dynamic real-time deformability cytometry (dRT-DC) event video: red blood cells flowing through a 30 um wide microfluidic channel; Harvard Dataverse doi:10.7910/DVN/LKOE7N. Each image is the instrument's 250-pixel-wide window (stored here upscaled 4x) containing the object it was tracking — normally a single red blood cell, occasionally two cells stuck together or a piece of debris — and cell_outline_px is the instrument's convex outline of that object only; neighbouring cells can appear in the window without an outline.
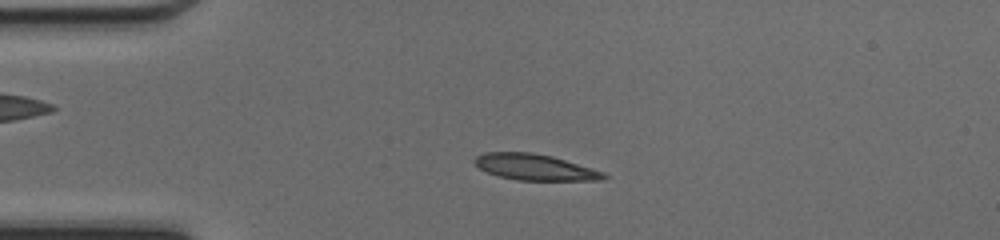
{"species": "common noctule bat (a hibernating species)", "species_latin": "Nyctalus noctula", "temperature_condition": "cold", "stored_images_in_passage": 48, "camera_frame_rate_fps": 3000, "um_per_image_px": 0.085, "animal": {"sex": "female", "body_mass_g": 17.0, "forearm_length_mm": 48.0}, "frame": {"image": 1, "passage_image": 11, "time_ms": 3.333, "image_size_px": [1000, 240], "cell_outline_px": [[608, 176], [604, 180], [516, 180], [500, 176], [488, 172], [480, 168], [472, 160], [476, 156], [484, 152], [532, 152], [552, 156], [592, 168], [604, 172]], "centroid_in_image_um": [45.47, 14.2], "position_along_channel_um": 39.5, "area_um2": 19.54}}
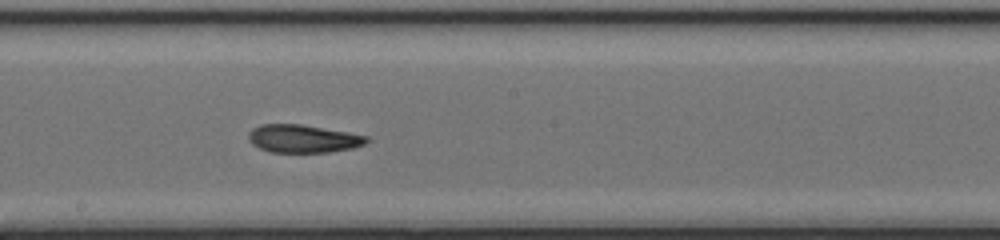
{"frame": {"image": 2, "passage_image": 26, "time_ms": 8.333, "image_size_px": [1000, 240], "cell_outline_px": [[368, 140], [364, 144], [352, 148], [328, 152], [268, 152], [252, 144], [248, 140], [248, 132], [252, 128], [260, 124], [300, 124], [348, 132], [368, 136]], "centroid_in_image_um": [25.71, 11.78], "position_along_channel_um": 222.5, "area_um2": 19.25}}
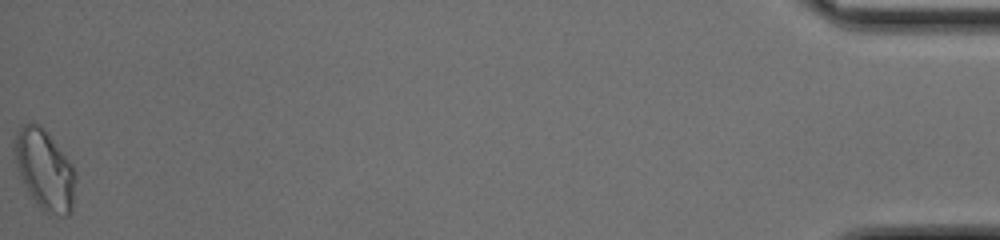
{"frame": {"image": 3, "passage_image": 48, "time_ms": 15.667, "image_size_px": [1000, 240], "cell_outline_px": [[76, 180], [72, 212], [68, 216], [60, 216], [44, 212], [40, 208], [24, 184], [16, 164], [12, 144], [12, 140], [16, 132], [24, 124], [36, 124], [44, 128], [72, 164], [76, 172]], "centroid_in_image_um": [3.81, 14.44], "position_along_channel_um": 431.4, "area_um2": 28.55}, "authors_computed_cell_mechanics": {"area_um2": 19.9988, "velocity_mm_per_s": 4.2595, "shape_relaxation_time_tau1_ms": null, "shape_relaxation_time_tau2_ms": 2.0233, "deformation_change_tau1": null, "deformation_change_tau2": 0.0798}}